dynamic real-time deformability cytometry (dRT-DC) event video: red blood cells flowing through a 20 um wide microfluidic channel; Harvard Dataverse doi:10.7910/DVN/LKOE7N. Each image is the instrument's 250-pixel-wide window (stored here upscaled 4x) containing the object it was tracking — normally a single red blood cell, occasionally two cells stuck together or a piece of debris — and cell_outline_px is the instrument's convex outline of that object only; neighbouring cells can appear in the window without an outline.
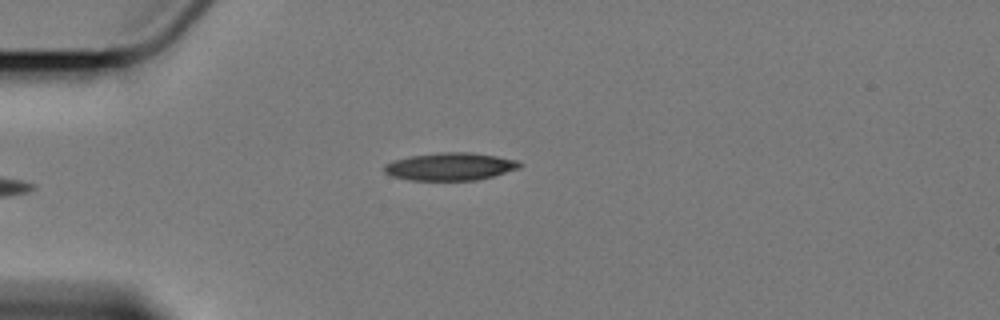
{"species": "Egyptian fruit bat (a non-hibernating species)", "species_latin": "Rousettus aegyptiacus", "temperature_condition": "cold", "stored_images_in_passage": 5, "camera_frame_rate_fps": 3000, "um_per_image_px": 0.085, "animal": {"sex": "female"}, "frame": {"image": 1, "passage_image": 5, "time_ms": 4.667, "image_size_px": [1000, 320], "cell_outline_px": [[524, 164], [520, 168], [492, 176], [476, 180], [408, 180], [392, 176], [384, 172], [384, 164], [396, 160], [412, 156], [444, 152], [468, 152], [496, 156], [520, 160]], "centroid_in_image_um": [38.31, 14.16], "position_along_channel_um": 46.7, "area_um2": 21.73}}